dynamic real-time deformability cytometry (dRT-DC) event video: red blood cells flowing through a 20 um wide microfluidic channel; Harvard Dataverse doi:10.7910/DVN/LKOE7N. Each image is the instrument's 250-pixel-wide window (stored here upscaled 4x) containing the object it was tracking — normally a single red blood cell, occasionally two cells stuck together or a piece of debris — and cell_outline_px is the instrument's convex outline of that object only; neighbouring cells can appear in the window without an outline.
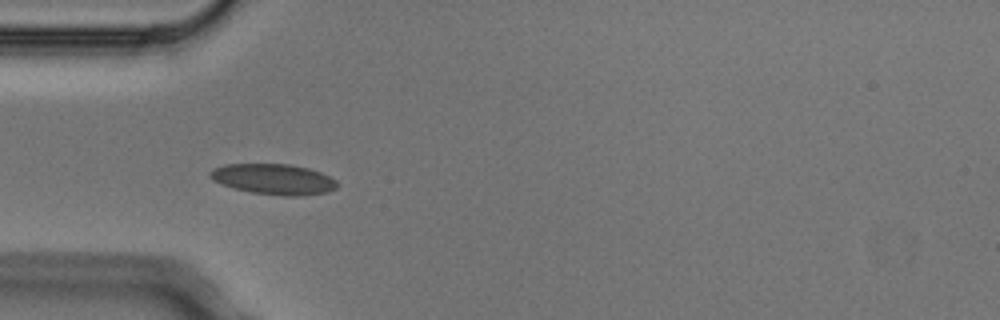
{"species": "Egyptian fruit bat (a non-hibernating species)", "species_latin": "Rousettus aegyptiacus", "temperature_condition": "cold", "stored_images_in_passage": 7, "camera_frame_rate_fps": 3000, "um_per_image_px": 0.085, "animal": {"sex": "male"}, "frame": {"image": 1, "passage_image": 6, "time_ms": 1.667, "image_size_px": [1000, 320], "cell_outline_px": [[336, 188], [328, 192], [300, 196], [284, 196], [252, 192], [236, 188], [212, 180], [208, 176], [208, 172], [212, 168], [224, 164], [288, 164], [308, 168], [320, 172], [336, 180]], "centroid_in_image_um": [23.23, 15.22], "position_along_channel_um": 61.8, "area_um2": 22.54}}
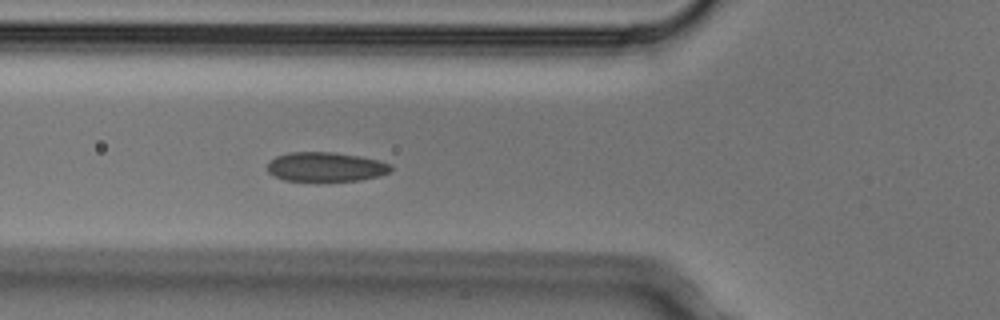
{"frame": {"image": 2, "passage_image": 7, "time_ms": 2.0, "image_size_px": [1000, 320], "cell_outline_px": [[392, 172], [380, 176], [360, 180], [316, 184], [284, 180], [268, 172], [268, 164], [276, 156], [288, 152], [332, 152], [360, 156], [380, 160], [392, 164]], "centroid_in_image_um": [27.73, 14.23], "position_along_channel_um": 98.1, "area_um2": 22.14}}